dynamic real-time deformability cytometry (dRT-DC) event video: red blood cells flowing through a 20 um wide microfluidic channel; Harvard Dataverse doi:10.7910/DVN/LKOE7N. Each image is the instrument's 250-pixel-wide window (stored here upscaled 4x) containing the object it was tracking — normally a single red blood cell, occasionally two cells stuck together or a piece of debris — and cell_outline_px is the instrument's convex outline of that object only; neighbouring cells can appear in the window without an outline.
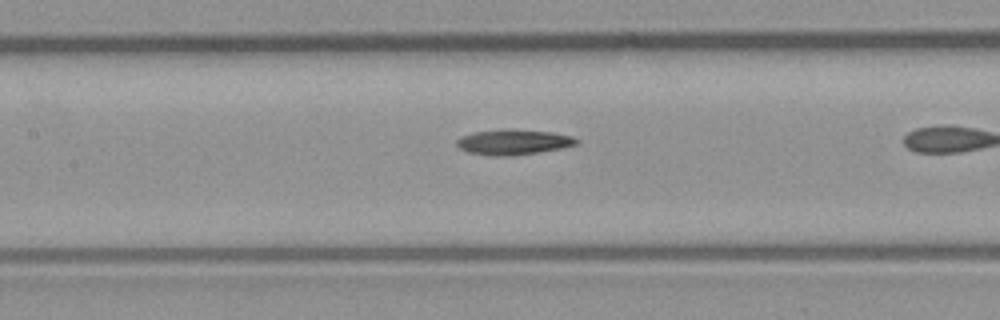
{"species": "common noctule bat (a hibernating species)", "species_latin": "Nyctalus noctula", "temperature_condition": "room temperature", "stored_images_in_passage": 24, "camera_frame_rate_fps": 3000, "um_per_image_px": 0.085, "animal": {"sex": "male", "body_mass_g": 23.1, "forearm_length_mm": 52.7}, "frame": {"image": 1, "passage_image": 8, "time_ms": 2.333, "image_size_px": [1000, 320], "cell_outline_px": [[580, 140], [576, 144], [564, 148], [508, 156], [488, 156], [468, 152], [460, 148], [456, 144], [456, 140], [464, 136], [476, 132], [508, 128], [552, 132], [572, 136]], "centroid_in_image_um": [43.66, 12.07], "position_along_channel_um": 163.7, "area_um2": 17.63}}
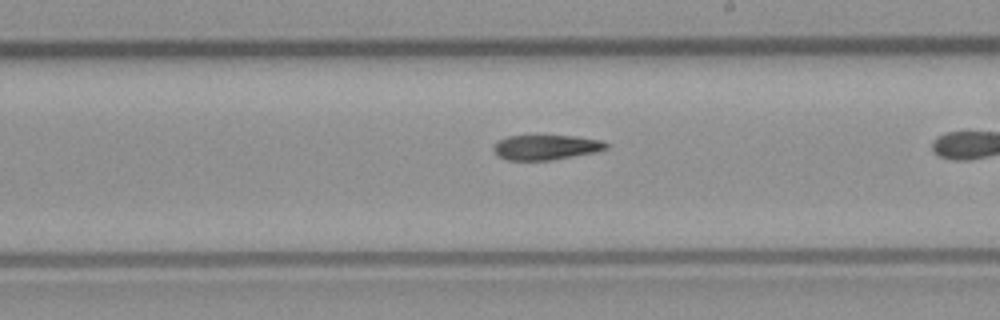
{"frame": {"image": 2, "passage_image": 14, "time_ms": 4.333, "image_size_px": [1000, 320], "cell_outline_px": [[608, 148], [596, 152], [552, 160], [508, 160], [492, 152], [492, 148], [496, 140], [508, 136], [576, 136], [600, 140], [608, 144]], "centroid_in_image_um": [46.37, 12.52], "position_along_channel_um": 242.6, "area_um2": 16.42}}
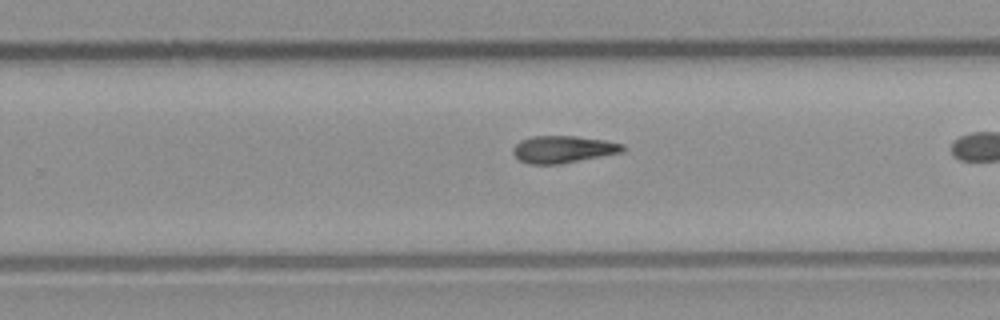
{"frame": {"image": 3, "passage_image": 17, "time_ms": 5.333, "image_size_px": [1000, 320], "cell_outline_px": [[624, 152], [560, 164], [528, 164], [520, 160], [512, 152], [512, 148], [520, 140], [532, 136], [576, 136], [604, 140], [624, 144]], "centroid_in_image_um": [47.86, 12.69], "position_along_channel_um": 281.9, "area_um2": 17.4}}